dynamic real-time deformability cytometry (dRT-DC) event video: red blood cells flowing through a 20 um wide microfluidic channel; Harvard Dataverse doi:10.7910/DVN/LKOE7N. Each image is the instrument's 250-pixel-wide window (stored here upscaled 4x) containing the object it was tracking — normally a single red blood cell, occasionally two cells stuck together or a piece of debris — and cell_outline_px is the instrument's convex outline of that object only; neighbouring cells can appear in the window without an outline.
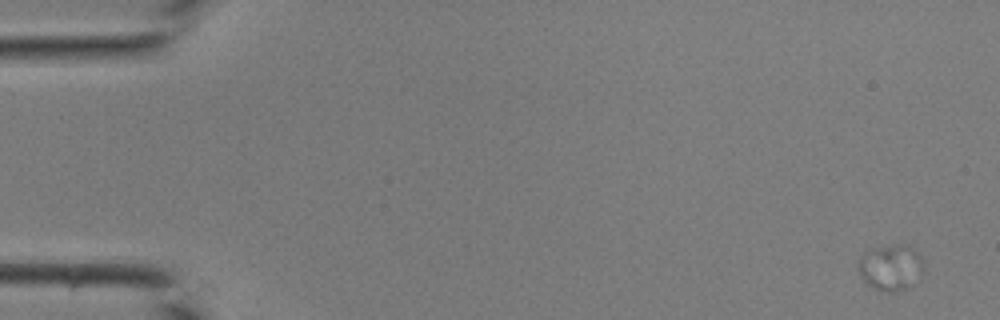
{"species": "common noctule bat (a hibernating species)", "species_latin": "Nyctalus noctula", "temperature_condition": "room temperature", "stored_images_in_passage": 14, "camera_frame_rate_fps": 3000, "um_per_image_px": 0.085, "animal": {"sex": "male", "body_mass_g": 19.0, "forearm_length_mm": 50.8}, "frame": {"image": 1, "passage_image": 1, "time_ms": 0.0, "image_size_px": [1000, 320], "cell_outline_px": [[924, 272], [920, 280], [908, 288], [892, 292], [872, 288], [860, 276], [860, 256], [864, 252], [872, 248], [896, 244], [908, 244], [916, 252], [924, 268]], "centroid_in_image_um": [75.75, 22.74], "position_along_channel_um": 9.3, "area_um2": 17.51}}
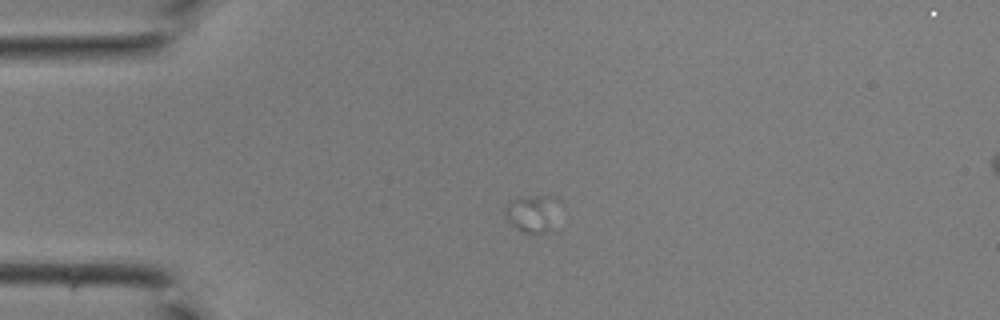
{"frame": {"image": 2, "passage_image": 10, "time_ms": 3.0, "image_size_px": [1000, 320], "cell_outline_px": [[560, 200], [548, 232], [524, 232], [516, 228], [504, 216], [504, 208], [508, 200], [520, 196], [556, 196]], "centroid_in_image_um": [45.19, 18.08], "position_along_channel_um": 39.8, "area_um2": 11.73}}